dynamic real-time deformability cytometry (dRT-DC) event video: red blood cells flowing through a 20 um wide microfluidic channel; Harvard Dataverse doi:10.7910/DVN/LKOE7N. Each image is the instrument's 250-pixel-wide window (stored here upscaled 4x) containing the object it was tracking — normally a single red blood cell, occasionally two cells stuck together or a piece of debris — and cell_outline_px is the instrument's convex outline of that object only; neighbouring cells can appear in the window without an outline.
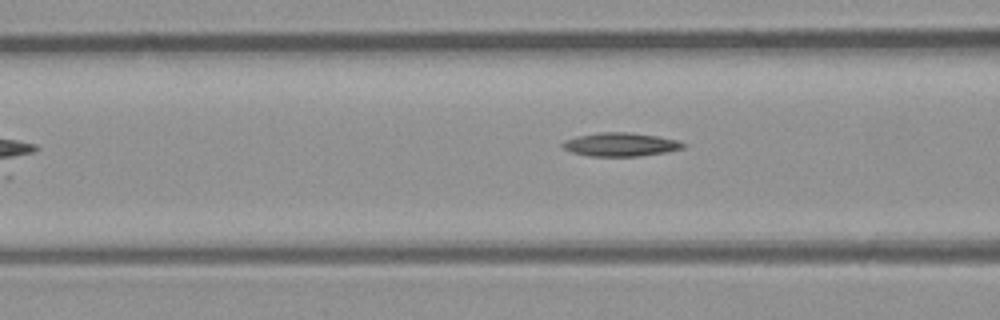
{"species": "common noctule bat (a hibernating species)", "species_latin": "Nyctalus noctula", "temperature_condition": "room temperature", "stored_images_in_passage": 7, "camera_frame_rate_fps": 3000, "um_per_image_px": 0.085, "animal": {"sex": "male", "body_mass_g": 23.1, "forearm_length_mm": 52.7}, "frame": {"image": 1, "passage_image": 4, "time_ms": 4.333, "image_size_px": [1000, 320], "cell_outline_px": [[688, 144], [684, 148], [664, 152], [636, 156], [592, 156], [572, 152], [564, 148], [560, 144], [564, 140], [580, 136], [600, 132], [628, 132], [656, 136], [676, 140]], "centroid_in_image_um": [52.75, 12.28], "position_along_channel_um": 113.9, "area_um2": 16.3}}
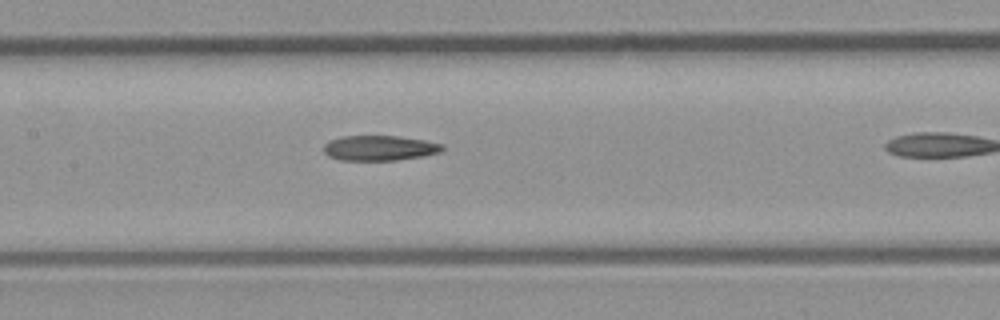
{"frame": {"image": 2, "passage_image": 6, "time_ms": 6.667, "image_size_px": [1000, 320], "cell_outline_px": [[444, 148], [440, 152], [424, 156], [396, 160], [340, 160], [328, 156], [324, 152], [324, 144], [328, 140], [344, 136], [396, 136], [424, 140], [444, 144]], "centroid_in_image_um": [32.25, 12.58], "position_along_channel_um": 175.1, "area_um2": 17.4}}